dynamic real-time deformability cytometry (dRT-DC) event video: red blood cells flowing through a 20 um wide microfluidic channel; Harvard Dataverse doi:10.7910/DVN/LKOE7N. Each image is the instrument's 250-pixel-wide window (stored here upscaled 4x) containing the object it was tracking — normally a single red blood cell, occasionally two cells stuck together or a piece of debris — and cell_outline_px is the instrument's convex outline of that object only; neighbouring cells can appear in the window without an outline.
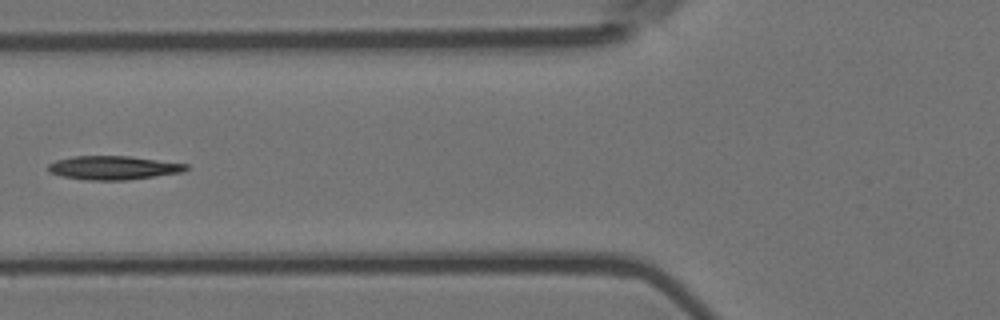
{"species": "Egyptian fruit bat (a non-hibernating species)", "species_latin": "Rousettus aegyptiacus", "temperature_condition": "room temperature", "stored_images_in_passage": 7, "camera_frame_rate_fps": 3000, "um_per_image_px": 0.085, "animal": {"sex": "female"}, "frame": {"image": 1, "passage_image": 7, "time_ms": 2.0, "image_size_px": [1000, 320], "cell_outline_px": [[188, 168], [184, 172], [128, 180], [84, 180], [64, 176], [48, 172], [48, 164], [56, 160], [72, 156], [128, 156], [188, 164]], "centroid_in_image_um": [9.63, 14.26], "position_along_channel_um": 116.2, "area_um2": 19.07}}